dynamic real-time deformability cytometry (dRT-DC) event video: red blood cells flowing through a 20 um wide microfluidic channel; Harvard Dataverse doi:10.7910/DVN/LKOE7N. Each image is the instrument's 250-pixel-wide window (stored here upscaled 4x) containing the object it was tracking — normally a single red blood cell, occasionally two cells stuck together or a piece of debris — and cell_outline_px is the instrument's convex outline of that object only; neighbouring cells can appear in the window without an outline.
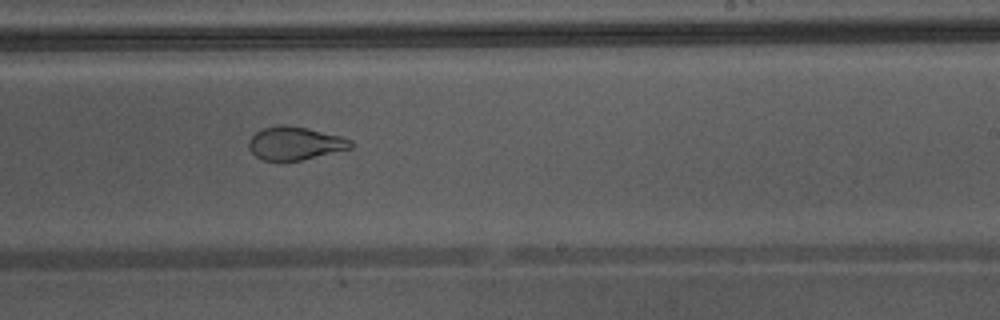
{"species": "Egyptian fruit bat (a non-hibernating species)", "species_latin": "Rousettus aegyptiacus", "temperature_condition": "warm", "stored_images_in_passage": 27, "camera_frame_rate_fps": 3000, "um_per_image_px": 0.085, "animal": {"sex": "male"}, "frame": {"image": 1, "passage_image": 16, "time_ms": 5.0, "image_size_px": [1000, 320], "cell_outline_px": [[352, 148], [300, 160], [264, 160], [256, 156], [248, 148], [248, 140], [260, 128], [280, 124], [308, 128], [340, 136], [352, 140]], "centroid_in_image_um": [25.04, 12.16], "position_along_channel_um": 264.0, "area_um2": 19.59}, "authors_computed_cell_mechanics": {"area_um2": 21.2704, "velocity_mm_per_s": 4.396, "shape_relaxation_time_tau1_ms": null, "shape_relaxation_time_tau2_ms": 1.3069, "deformation_change_tau1": null, "deformation_change_tau2": 0.0578}}